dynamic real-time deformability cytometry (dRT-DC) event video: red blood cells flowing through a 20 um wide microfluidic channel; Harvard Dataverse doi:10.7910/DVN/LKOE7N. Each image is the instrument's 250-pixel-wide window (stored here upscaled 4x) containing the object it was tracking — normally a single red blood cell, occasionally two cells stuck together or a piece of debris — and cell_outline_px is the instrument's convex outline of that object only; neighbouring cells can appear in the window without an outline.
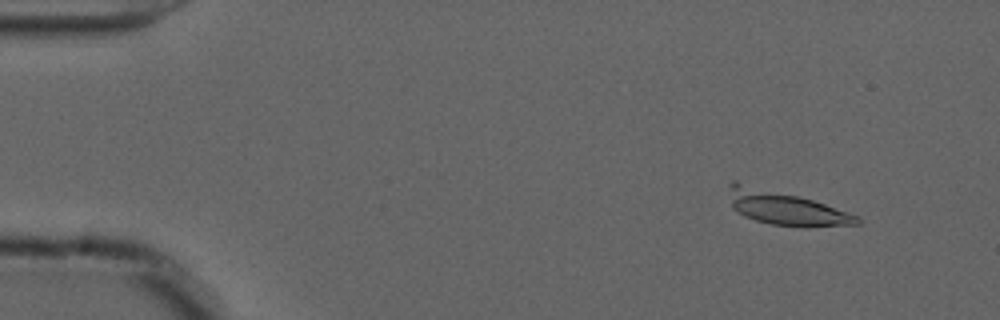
{"species": "common noctule bat (a hibernating species)", "species_latin": "Nyctalus noctula", "temperature_condition": "cold", "stored_images_in_passage": 19, "camera_frame_rate_fps": 3000, "um_per_image_px": 0.085, "animal": {"sex": "male", "forearm_length_mm": 52.5}, "frame": {"image": 1, "passage_image": 4, "time_ms": 1.0, "image_size_px": [1000, 320], "cell_outline_px": [[864, 220], [860, 224], [804, 228], [772, 224], [756, 220], [744, 216], [732, 208], [728, 184], [732, 180], [736, 180], [812, 200], [860, 216]], "centroid_in_image_um": [66.78, 17.68], "position_along_channel_um": 18.2, "area_um2": 25.49}}
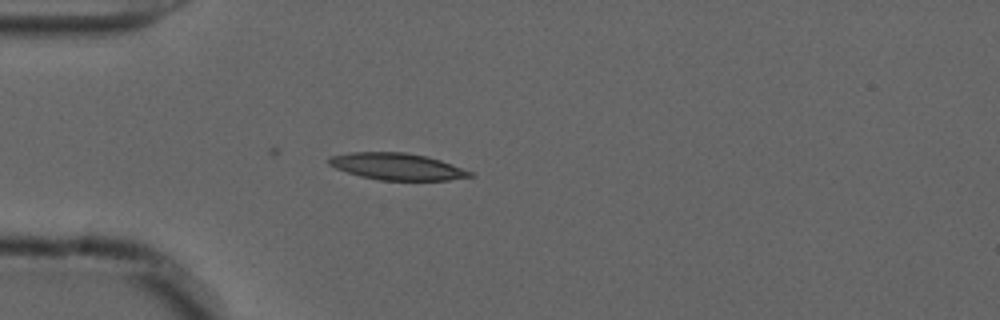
{"frame": {"image": 2, "passage_image": 14, "time_ms": 4.333, "image_size_px": [1000, 320], "cell_outline_px": [[476, 176], [448, 180], [380, 180], [360, 176], [336, 168], [328, 164], [328, 156], [352, 152], [404, 152], [424, 156], [440, 160], [472, 172]], "centroid_in_image_um": [33.73, 14.15], "position_along_channel_um": 51.3, "area_um2": 21.85}}
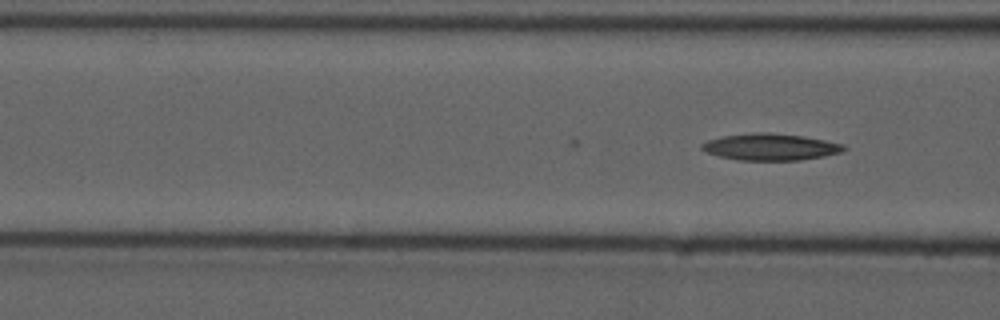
{"frame": {"image": 3, "passage_image": 19, "time_ms": 6.0, "image_size_px": [1000, 320], "cell_outline_px": [[848, 148], [840, 152], [824, 156], [800, 160], [736, 160], [720, 156], [708, 152], [700, 148], [700, 144], [708, 140], [724, 136], [752, 132], [768, 132], [804, 136], [844, 144]], "centroid_in_image_um": [65.5, 12.48], "position_along_channel_um": 101.1, "area_um2": 22.08}}